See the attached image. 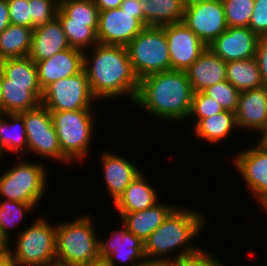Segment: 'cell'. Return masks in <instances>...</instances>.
Segmentation results:
<instances>
[{
  "mask_svg": "<svg viewBox=\"0 0 267 266\" xmlns=\"http://www.w3.org/2000/svg\"><path fill=\"white\" fill-rule=\"evenodd\" d=\"M84 51L70 47L48 59L37 61L38 80L42 89L54 81L71 77L83 70Z\"/></svg>",
  "mask_w": 267,
  "mask_h": 266,
  "instance_id": "obj_18",
  "label": "cell"
},
{
  "mask_svg": "<svg viewBox=\"0 0 267 266\" xmlns=\"http://www.w3.org/2000/svg\"><path fill=\"white\" fill-rule=\"evenodd\" d=\"M4 201H3V200ZM36 209L32 203L10 201L9 199H0V227L4 234L10 239L12 234L10 231L15 226H18L27 215ZM10 229V231H9Z\"/></svg>",
  "mask_w": 267,
  "mask_h": 266,
  "instance_id": "obj_32",
  "label": "cell"
},
{
  "mask_svg": "<svg viewBox=\"0 0 267 266\" xmlns=\"http://www.w3.org/2000/svg\"><path fill=\"white\" fill-rule=\"evenodd\" d=\"M215 102H218L225 110L235 112L239 100L240 91L227 80L216 83L202 91Z\"/></svg>",
  "mask_w": 267,
  "mask_h": 266,
  "instance_id": "obj_35",
  "label": "cell"
},
{
  "mask_svg": "<svg viewBox=\"0 0 267 266\" xmlns=\"http://www.w3.org/2000/svg\"><path fill=\"white\" fill-rule=\"evenodd\" d=\"M23 116L27 135L28 153L40 158L53 159L64 164L71 162L62 154L58 136L52 124L51 112L42 104L20 113Z\"/></svg>",
  "mask_w": 267,
  "mask_h": 266,
  "instance_id": "obj_10",
  "label": "cell"
},
{
  "mask_svg": "<svg viewBox=\"0 0 267 266\" xmlns=\"http://www.w3.org/2000/svg\"><path fill=\"white\" fill-rule=\"evenodd\" d=\"M171 70L186 71L207 46L183 22L165 26Z\"/></svg>",
  "mask_w": 267,
  "mask_h": 266,
  "instance_id": "obj_15",
  "label": "cell"
},
{
  "mask_svg": "<svg viewBox=\"0 0 267 266\" xmlns=\"http://www.w3.org/2000/svg\"><path fill=\"white\" fill-rule=\"evenodd\" d=\"M4 232L1 230L0 227V257L1 256H6L10 254V244L13 245L12 241H10Z\"/></svg>",
  "mask_w": 267,
  "mask_h": 266,
  "instance_id": "obj_45",
  "label": "cell"
},
{
  "mask_svg": "<svg viewBox=\"0 0 267 266\" xmlns=\"http://www.w3.org/2000/svg\"><path fill=\"white\" fill-rule=\"evenodd\" d=\"M92 218L84 214L71 222H57L56 260L66 266H79L101 258L100 237Z\"/></svg>",
  "mask_w": 267,
  "mask_h": 266,
  "instance_id": "obj_4",
  "label": "cell"
},
{
  "mask_svg": "<svg viewBox=\"0 0 267 266\" xmlns=\"http://www.w3.org/2000/svg\"><path fill=\"white\" fill-rule=\"evenodd\" d=\"M226 80L240 92L263 86L256 58L226 62Z\"/></svg>",
  "mask_w": 267,
  "mask_h": 266,
  "instance_id": "obj_29",
  "label": "cell"
},
{
  "mask_svg": "<svg viewBox=\"0 0 267 266\" xmlns=\"http://www.w3.org/2000/svg\"><path fill=\"white\" fill-rule=\"evenodd\" d=\"M171 264L172 263L165 260L149 259L144 257L135 266H171Z\"/></svg>",
  "mask_w": 267,
  "mask_h": 266,
  "instance_id": "obj_46",
  "label": "cell"
},
{
  "mask_svg": "<svg viewBox=\"0 0 267 266\" xmlns=\"http://www.w3.org/2000/svg\"><path fill=\"white\" fill-rule=\"evenodd\" d=\"M187 0H139L145 26L163 27L182 22Z\"/></svg>",
  "mask_w": 267,
  "mask_h": 266,
  "instance_id": "obj_26",
  "label": "cell"
},
{
  "mask_svg": "<svg viewBox=\"0 0 267 266\" xmlns=\"http://www.w3.org/2000/svg\"><path fill=\"white\" fill-rule=\"evenodd\" d=\"M33 30L25 26L9 24L0 33V61L28 56Z\"/></svg>",
  "mask_w": 267,
  "mask_h": 266,
  "instance_id": "obj_28",
  "label": "cell"
},
{
  "mask_svg": "<svg viewBox=\"0 0 267 266\" xmlns=\"http://www.w3.org/2000/svg\"><path fill=\"white\" fill-rule=\"evenodd\" d=\"M90 50L84 51L83 69L95 98L105 101L124 96L133 104L139 79L132 68L127 48L98 43Z\"/></svg>",
  "mask_w": 267,
  "mask_h": 266,
  "instance_id": "obj_1",
  "label": "cell"
},
{
  "mask_svg": "<svg viewBox=\"0 0 267 266\" xmlns=\"http://www.w3.org/2000/svg\"><path fill=\"white\" fill-rule=\"evenodd\" d=\"M97 100L91 92L85 70L59 79L43 89L41 104L49 111L92 109Z\"/></svg>",
  "mask_w": 267,
  "mask_h": 266,
  "instance_id": "obj_9",
  "label": "cell"
},
{
  "mask_svg": "<svg viewBox=\"0 0 267 266\" xmlns=\"http://www.w3.org/2000/svg\"><path fill=\"white\" fill-rule=\"evenodd\" d=\"M121 227L113 230L107 239L99 238L100 257L110 266H135L145 257L144 242L123 224Z\"/></svg>",
  "mask_w": 267,
  "mask_h": 266,
  "instance_id": "obj_14",
  "label": "cell"
},
{
  "mask_svg": "<svg viewBox=\"0 0 267 266\" xmlns=\"http://www.w3.org/2000/svg\"><path fill=\"white\" fill-rule=\"evenodd\" d=\"M3 114V102H2V92H1V72H0V115Z\"/></svg>",
  "mask_w": 267,
  "mask_h": 266,
  "instance_id": "obj_52",
  "label": "cell"
},
{
  "mask_svg": "<svg viewBox=\"0 0 267 266\" xmlns=\"http://www.w3.org/2000/svg\"><path fill=\"white\" fill-rule=\"evenodd\" d=\"M79 266H110L106 259L99 258L95 261H91L89 263L79 265Z\"/></svg>",
  "mask_w": 267,
  "mask_h": 266,
  "instance_id": "obj_48",
  "label": "cell"
},
{
  "mask_svg": "<svg viewBox=\"0 0 267 266\" xmlns=\"http://www.w3.org/2000/svg\"><path fill=\"white\" fill-rule=\"evenodd\" d=\"M224 110L225 109L218 102H215L212 97L207 96L203 92H194L187 121L194 118V120H196L193 123L195 126L201 119L211 117Z\"/></svg>",
  "mask_w": 267,
  "mask_h": 266,
  "instance_id": "obj_36",
  "label": "cell"
},
{
  "mask_svg": "<svg viewBox=\"0 0 267 266\" xmlns=\"http://www.w3.org/2000/svg\"><path fill=\"white\" fill-rule=\"evenodd\" d=\"M11 24L7 0H0V33Z\"/></svg>",
  "mask_w": 267,
  "mask_h": 266,
  "instance_id": "obj_43",
  "label": "cell"
},
{
  "mask_svg": "<svg viewBox=\"0 0 267 266\" xmlns=\"http://www.w3.org/2000/svg\"><path fill=\"white\" fill-rule=\"evenodd\" d=\"M193 93L186 71L169 70L140 79L133 104L156 119L183 123L189 116Z\"/></svg>",
  "mask_w": 267,
  "mask_h": 266,
  "instance_id": "obj_2",
  "label": "cell"
},
{
  "mask_svg": "<svg viewBox=\"0 0 267 266\" xmlns=\"http://www.w3.org/2000/svg\"><path fill=\"white\" fill-rule=\"evenodd\" d=\"M58 1V3H61V2H63V1H65V0H57Z\"/></svg>",
  "mask_w": 267,
  "mask_h": 266,
  "instance_id": "obj_53",
  "label": "cell"
},
{
  "mask_svg": "<svg viewBox=\"0 0 267 266\" xmlns=\"http://www.w3.org/2000/svg\"><path fill=\"white\" fill-rule=\"evenodd\" d=\"M228 27H248L254 0H222Z\"/></svg>",
  "mask_w": 267,
  "mask_h": 266,
  "instance_id": "obj_34",
  "label": "cell"
},
{
  "mask_svg": "<svg viewBox=\"0 0 267 266\" xmlns=\"http://www.w3.org/2000/svg\"><path fill=\"white\" fill-rule=\"evenodd\" d=\"M141 172L113 203L118 212H137L159 203V193Z\"/></svg>",
  "mask_w": 267,
  "mask_h": 266,
  "instance_id": "obj_23",
  "label": "cell"
},
{
  "mask_svg": "<svg viewBox=\"0 0 267 266\" xmlns=\"http://www.w3.org/2000/svg\"><path fill=\"white\" fill-rule=\"evenodd\" d=\"M17 157L13 167L0 176V197L10 201L32 203L36 207L48 186V170L42 162H30Z\"/></svg>",
  "mask_w": 267,
  "mask_h": 266,
  "instance_id": "obj_6",
  "label": "cell"
},
{
  "mask_svg": "<svg viewBox=\"0 0 267 266\" xmlns=\"http://www.w3.org/2000/svg\"><path fill=\"white\" fill-rule=\"evenodd\" d=\"M259 134H260V137H259L260 139H258L257 143L267 146V122H266L265 127L261 130Z\"/></svg>",
  "mask_w": 267,
  "mask_h": 266,
  "instance_id": "obj_49",
  "label": "cell"
},
{
  "mask_svg": "<svg viewBox=\"0 0 267 266\" xmlns=\"http://www.w3.org/2000/svg\"><path fill=\"white\" fill-rule=\"evenodd\" d=\"M0 266H20V264L9 254L0 257Z\"/></svg>",
  "mask_w": 267,
  "mask_h": 266,
  "instance_id": "obj_47",
  "label": "cell"
},
{
  "mask_svg": "<svg viewBox=\"0 0 267 266\" xmlns=\"http://www.w3.org/2000/svg\"><path fill=\"white\" fill-rule=\"evenodd\" d=\"M32 266H66V265H64L61 261L54 260L49 263L37 264V265H32Z\"/></svg>",
  "mask_w": 267,
  "mask_h": 266,
  "instance_id": "obj_50",
  "label": "cell"
},
{
  "mask_svg": "<svg viewBox=\"0 0 267 266\" xmlns=\"http://www.w3.org/2000/svg\"><path fill=\"white\" fill-rule=\"evenodd\" d=\"M44 216H38L29 227L16 234L15 247L10 255L20 266H32L56 260L57 222L53 225Z\"/></svg>",
  "mask_w": 267,
  "mask_h": 266,
  "instance_id": "obj_8",
  "label": "cell"
},
{
  "mask_svg": "<svg viewBox=\"0 0 267 266\" xmlns=\"http://www.w3.org/2000/svg\"><path fill=\"white\" fill-rule=\"evenodd\" d=\"M236 156V157H235ZM232 159L237 172L245 181L247 190L258 202L267 194V146L259 143L241 150Z\"/></svg>",
  "mask_w": 267,
  "mask_h": 266,
  "instance_id": "obj_12",
  "label": "cell"
},
{
  "mask_svg": "<svg viewBox=\"0 0 267 266\" xmlns=\"http://www.w3.org/2000/svg\"><path fill=\"white\" fill-rule=\"evenodd\" d=\"M219 256L201 251L199 254L173 262L171 266H224Z\"/></svg>",
  "mask_w": 267,
  "mask_h": 266,
  "instance_id": "obj_40",
  "label": "cell"
},
{
  "mask_svg": "<svg viewBox=\"0 0 267 266\" xmlns=\"http://www.w3.org/2000/svg\"><path fill=\"white\" fill-rule=\"evenodd\" d=\"M70 48L62 25L57 17L33 30L28 57L35 63Z\"/></svg>",
  "mask_w": 267,
  "mask_h": 266,
  "instance_id": "obj_20",
  "label": "cell"
},
{
  "mask_svg": "<svg viewBox=\"0 0 267 266\" xmlns=\"http://www.w3.org/2000/svg\"><path fill=\"white\" fill-rule=\"evenodd\" d=\"M65 32L70 47L86 51L99 43L97 37L98 23L71 22L60 9L56 16Z\"/></svg>",
  "mask_w": 267,
  "mask_h": 266,
  "instance_id": "obj_30",
  "label": "cell"
},
{
  "mask_svg": "<svg viewBox=\"0 0 267 266\" xmlns=\"http://www.w3.org/2000/svg\"><path fill=\"white\" fill-rule=\"evenodd\" d=\"M33 29L43 26L57 16L59 3L57 0H28Z\"/></svg>",
  "mask_w": 267,
  "mask_h": 266,
  "instance_id": "obj_37",
  "label": "cell"
},
{
  "mask_svg": "<svg viewBox=\"0 0 267 266\" xmlns=\"http://www.w3.org/2000/svg\"><path fill=\"white\" fill-rule=\"evenodd\" d=\"M123 0H94L99 11L119 8Z\"/></svg>",
  "mask_w": 267,
  "mask_h": 266,
  "instance_id": "obj_44",
  "label": "cell"
},
{
  "mask_svg": "<svg viewBox=\"0 0 267 266\" xmlns=\"http://www.w3.org/2000/svg\"><path fill=\"white\" fill-rule=\"evenodd\" d=\"M259 36L248 27H228L207 47L225 62L256 57Z\"/></svg>",
  "mask_w": 267,
  "mask_h": 266,
  "instance_id": "obj_16",
  "label": "cell"
},
{
  "mask_svg": "<svg viewBox=\"0 0 267 266\" xmlns=\"http://www.w3.org/2000/svg\"><path fill=\"white\" fill-rule=\"evenodd\" d=\"M126 48L139 80L151 74L171 70L165 26H146Z\"/></svg>",
  "mask_w": 267,
  "mask_h": 266,
  "instance_id": "obj_7",
  "label": "cell"
},
{
  "mask_svg": "<svg viewBox=\"0 0 267 266\" xmlns=\"http://www.w3.org/2000/svg\"><path fill=\"white\" fill-rule=\"evenodd\" d=\"M260 204V207H262L264 209V211L266 212L265 214H267V194L265 196H263L259 201H258V205ZM262 205V206H261Z\"/></svg>",
  "mask_w": 267,
  "mask_h": 266,
  "instance_id": "obj_51",
  "label": "cell"
},
{
  "mask_svg": "<svg viewBox=\"0 0 267 266\" xmlns=\"http://www.w3.org/2000/svg\"><path fill=\"white\" fill-rule=\"evenodd\" d=\"M146 26L121 8L99 11L97 37L101 44L127 46Z\"/></svg>",
  "mask_w": 267,
  "mask_h": 266,
  "instance_id": "obj_13",
  "label": "cell"
},
{
  "mask_svg": "<svg viewBox=\"0 0 267 266\" xmlns=\"http://www.w3.org/2000/svg\"><path fill=\"white\" fill-rule=\"evenodd\" d=\"M120 8L122 11L128 12L129 14H135V18L143 23V10L140 7L139 0H123Z\"/></svg>",
  "mask_w": 267,
  "mask_h": 266,
  "instance_id": "obj_42",
  "label": "cell"
},
{
  "mask_svg": "<svg viewBox=\"0 0 267 266\" xmlns=\"http://www.w3.org/2000/svg\"><path fill=\"white\" fill-rule=\"evenodd\" d=\"M263 86L267 85V36H260L257 45L256 57Z\"/></svg>",
  "mask_w": 267,
  "mask_h": 266,
  "instance_id": "obj_41",
  "label": "cell"
},
{
  "mask_svg": "<svg viewBox=\"0 0 267 266\" xmlns=\"http://www.w3.org/2000/svg\"><path fill=\"white\" fill-rule=\"evenodd\" d=\"M177 205L162 202L137 212H117L121 224L143 242L159 227Z\"/></svg>",
  "mask_w": 267,
  "mask_h": 266,
  "instance_id": "obj_22",
  "label": "cell"
},
{
  "mask_svg": "<svg viewBox=\"0 0 267 266\" xmlns=\"http://www.w3.org/2000/svg\"><path fill=\"white\" fill-rule=\"evenodd\" d=\"M182 22L206 46L228 28L222 0H187Z\"/></svg>",
  "mask_w": 267,
  "mask_h": 266,
  "instance_id": "obj_11",
  "label": "cell"
},
{
  "mask_svg": "<svg viewBox=\"0 0 267 266\" xmlns=\"http://www.w3.org/2000/svg\"><path fill=\"white\" fill-rule=\"evenodd\" d=\"M255 34L267 36V0H254V8L248 25Z\"/></svg>",
  "mask_w": 267,
  "mask_h": 266,
  "instance_id": "obj_39",
  "label": "cell"
},
{
  "mask_svg": "<svg viewBox=\"0 0 267 266\" xmlns=\"http://www.w3.org/2000/svg\"><path fill=\"white\" fill-rule=\"evenodd\" d=\"M59 9L71 22L98 23L99 20V9L94 0H65L59 3Z\"/></svg>",
  "mask_w": 267,
  "mask_h": 266,
  "instance_id": "obj_33",
  "label": "cell"
},
{
  "mask_svg": "<svg viewBox=\"0 0 267 266\" xmlns=\"http://www.w3.org/2000/svg\"><path fill=\"white\" fill-rule=\"evenodd\" d=\"M178 206L163 223L144 241L145 258L160 259L170 263L199 254L194 239L206 226V214L201 210ZM205 223V224H204ZM193 244H192V243ZM177 251V253H176ZM176 253L174 257L170 254ZM173 258V259H172Z\"/></svg>",
  "mask_w": 267,
  "mask_h": 266,
  "instance_id": "obj_3",
  "label": "cell"
},
{
  "mask_svg": "<svg viewBox=\"0 0 267 266\" xmlns=\"http://www.w3.org/2000/svg\"><path fill=\"white\" fill-rule=\"evenodd\" d=\"M235 117L238 130L261 132L267 122V87L240 92Z\"/></svg>",
  "mask_w": 267,
  "mask_h": 266,
  "instance_id": "obj_19",
  "label": "cell"
},
{
  "mask_svg": "<svg viewBox=\"0 0 267 266\" xmlns=\"http://www.w3.org/2000/svg\"><path fill=\"white\" fill-rule=\"evenodd\" d=\"M237 131L235 112L224 110L211 117L201 119L193 126V133L197 139L207 141L210 144H219L227 137H231L232 131Z\"/></svg>",
  "mask_w": 267,
  "mask_h": 266,
  "instance_id": "obj_27",
  "label": "cell"
},
{
  "mask_svg": "<svg viewBox=\"0 0 267 266\" xmlns=\"http://www.w3.org/2000/svg\"><path fill=\"white\" fill-rule=\"evenodd\" d=\"M62 154L70 162H85L92 147L96 121L93 109L50 111ZM77 161V162H75Z\"/></svg>",
  "mask_w": 267,
  "mask_h": 266,
  "instance_id": "obj_5",
  "label": "cell"
},
{
  "mask_svg": "<svg viewBox=\"0 0 267 266\" xmlns=\"http://www.w3.org/2000/svg\"><path fill=\"white\" fill-rule=\"evenodd\" d=\"M9 7V18L13 25L25 26L33 29L30 17V5L28 0H7Z\"/></svg>",
  "mask_w": 267,
  "mask_h": 266,
  "instance_id": "obj_38",
  "label": "cell"
},
{
  "mask_svg": "<svg viewBox=\"0 0 267 266\" xmlns=\"http://www.w3.org/2000/svg\"><path fill=\"white\" fill-rule=\"evenodd\" d=\"M186 74L193 92H202L226 80V62L207 47L186 70Z\"/></svg>",
  "mask_w": 267,
  "mask_h": 266,
  "instance_id": "obj_21",
  "label": "cell"
},
{
  "mask_svg": "<svg viewBox=\"0 0 267 266\" xmlns=\"http://www.w3.org/2000/svg\"><path fill=\"white\" fill-rule=\"evenodd\" d=\"M9 151L18 154L17 157H22L28 152L25 124L20 113L0 115V159L6 153L9 154Z\"/></svg>",
  "mask_w": 267,
  "mask_h": 266,
  "instance_id": "obj_25",
  "label": "cell"
},
{
  "mask_svg": "<svg viewBox=\"0 0 267 266\" xmlns=\"http://www.w3.org/2000/svg\"><path fill=\"white\" fill-rule=\"evenodd\" d=\"M3 114L22 113L41 104L43 89L40 85L7 84L1 74Z\"/></svg>",
  "mask_w": 267,
  "mask_h": 266,
  "instance_id": "obj_24",
  "label": "cell"
},
{
  "mask_svg": "<svg viewBox=\"0 0 267 266\" xmlns=\"http://www.w3.org/2000/svg\"><path fill=\"white\" fill-rule=\"evenodd\" d=\"M0 72L7 84L40 85L36 63L28 56L0 61Z\"/></svg>",
  "mask_w": 267,
  "mask_h": 266,
  "instance_id": "obj_31",
  "label": "cell"
},
{
  "mask_svg": "<svg viewBox=\"0 0 267 266\" xmlns=\"http://www.w3.org/2000/svg\"><path fill=\"white\" fill-rule=\"evenodd\" d=\"M103 180L106 186V196H110L114 203L125 191L129 184L142 172L136 164L114 152L102 151L100 153Z\"/></svg>",
  "mask_w": 267,
  "mask_h": 266,
  "instance_id": "obj_17",
  "label": "cell"
}]
</instances>
